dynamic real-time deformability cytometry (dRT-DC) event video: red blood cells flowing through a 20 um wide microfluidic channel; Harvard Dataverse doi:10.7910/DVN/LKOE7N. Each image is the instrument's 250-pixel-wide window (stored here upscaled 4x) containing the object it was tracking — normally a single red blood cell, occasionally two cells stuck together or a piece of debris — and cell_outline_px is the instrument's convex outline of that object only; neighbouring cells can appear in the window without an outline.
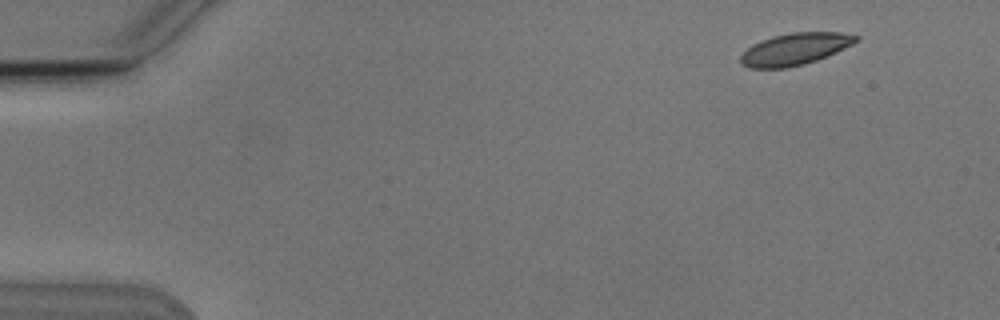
{"species": "Egyptian fruit bat (a non-hibernating species)", "species_latin": "Rousettus aegyptiacus", "temperature_condition": "cold", "stored_images_in_passage": 5, "camera_frame_rate_fps": 3000, "um_per_image_px": 0.085, "animal": {"sex": "male"}, "frame": {"image": 1, "passage_image": 1, "time_ms": 0.0, "image_size_px": [1000, 320], "cell_outline_px": [[860, 40], [836, 52], [816, 60], [804, 64], [784, 68], [748, 68], [740, 64], [740, 56], [752, 44], [760, 40], [772, 36], [792, 32], [840, 32], [860, 36]], "centroid_in_image_um": [67.55, 4.16], "position_along_channel_um": 17.4, "area_um2": 21.5}}
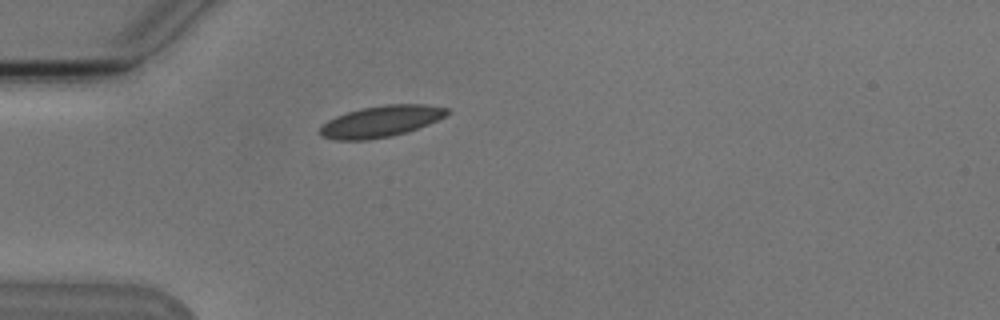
{"frame": {"image": 2, "passage_image": 4, "time_ms": 3.667, "image_size_px": [1000, 320], "cell_outline_px": [[448, 112], [444, 116], [428, 124], [392, 136], [368, 140], [336, 140], [320, 136], [320, 128], [328, 120], [336, 116], [348, 112], [364, 108], [384, 104], [424, 104], [448, 108]], "centroid_in_image_um": [32.35, 10.32], "position_along_channel_um": 52.7, "area_um2": 22.89}}